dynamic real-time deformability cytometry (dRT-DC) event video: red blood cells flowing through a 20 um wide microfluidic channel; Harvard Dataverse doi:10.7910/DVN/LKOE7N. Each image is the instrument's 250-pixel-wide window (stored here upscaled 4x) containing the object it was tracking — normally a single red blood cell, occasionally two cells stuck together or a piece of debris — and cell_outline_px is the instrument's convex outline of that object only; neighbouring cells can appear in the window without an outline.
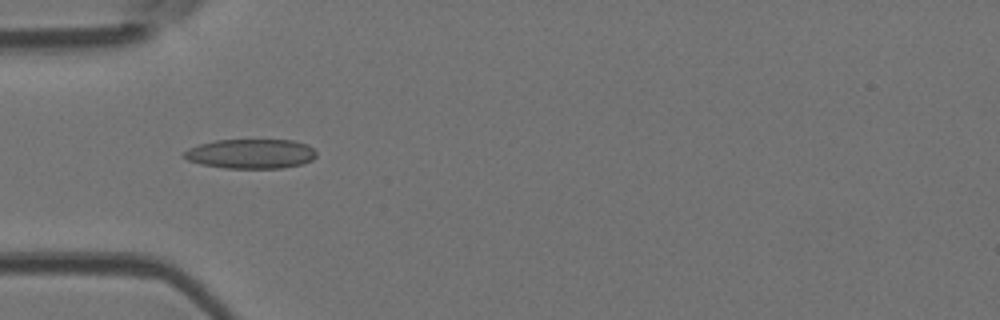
{"species": "Egyptian fruit bat (a non-hibernating species)", "species_latin": "Rousettus aegyptiacus", "temperature_condition": "room temperature", "stored_images_in_passage": 3, "camera_frame_rate_fps": 3000, "um_per_image_px": 0.085, "animal": {"sex": "female"}, "frame": {"image": 1, "passage_image": 2, "time_ms": 0.333, "image_size_px": [1000, 320], "cell_outline_px": [[316, 156], [312, 160], [304, 164], [284, 168], [224, 168], [200, 164], [188, 160], [184, 156], [184, 152], [188, 148], [200, 144], [216, 140], [292, 140], [304, 144], [312, 148], [316, 152]], "centroid_in_image_um": [21.33, 13.08], "position_along_channel_um": 63.7, "area_um2": 22.77}}